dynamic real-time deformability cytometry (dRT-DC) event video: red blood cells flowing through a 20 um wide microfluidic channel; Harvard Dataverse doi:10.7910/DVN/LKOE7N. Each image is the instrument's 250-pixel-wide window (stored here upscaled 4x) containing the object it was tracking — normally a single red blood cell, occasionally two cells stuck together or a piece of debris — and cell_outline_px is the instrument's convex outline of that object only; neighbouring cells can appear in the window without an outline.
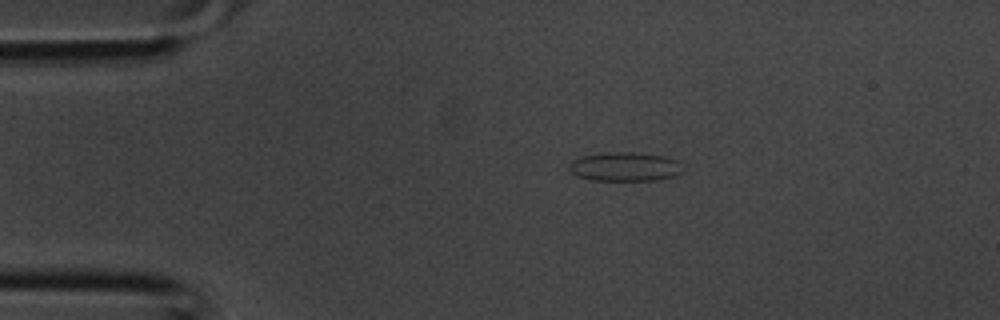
{"species": "common noctule bat (a hibernating species)", "species_latin": "Nyctalus noctula", "temperature_condition": "room temperature", "stored_images_in_passage": 36, "camera_frame_rate_fps": 3000, "um_per_image_px": 0.085, "animal": {"sex": "male", "body_mass_g": 20.1, "forearm_length_mm": 53.5}, "frame": {"image": 1, "passage_image": 6, "time_ms": 1.667, "image_size_px": [1000, 320], "cell_outline_px": [[680, 172], [676, 176], [656, 180], [592, 180], [576, 176], [568, 168], [568, 164], [572, 160], [580, 156], [608, 152], [632, 152], [664, 156], [676, 160]], "centroid_in_image_um": [53.03, 14.17], "position_along_channel_um": 32.0, "area_um2": 19.07}}
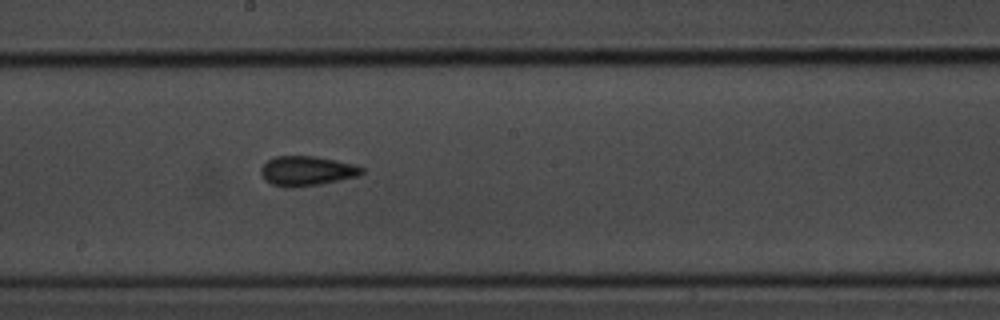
{"frame": {"image": 2, "passage_image": 19, "time_ms": 6.0, "image_size_px": [1000, 320], "cell_outline_px": [[364, 172], [360, 176], [320, 184], [292, 188], [288, 188], [272, 184], [264, 180], [260, 172], [260, 168], [268, 160], [276, 156], [316, 156], [356, 164], [364, 168]], "centroid_in_image_um": [26.1, 14.53], "position_along_channel_um": 222.1, "area_um2": 17.69}}
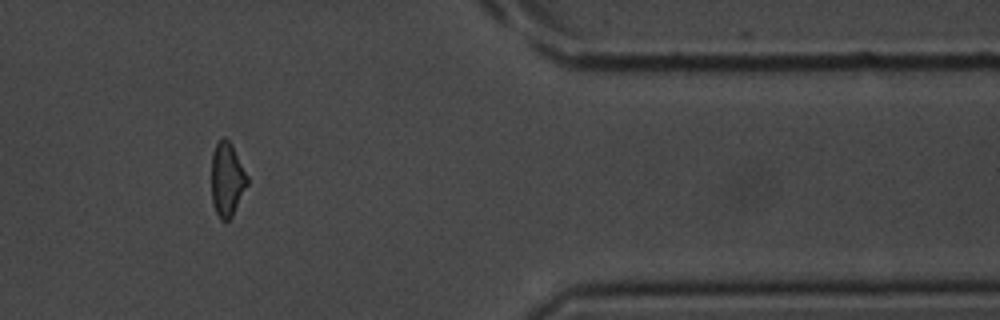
{"frame": {"image": 3, "passage_image": 30, "time_ms": 9.667, "image_size_px": [1000, 320], "cell_outline_px": [[248, 184], [232, 216], [228, 220], [220, 220], [212, 204], [212, 152], [216, 144], [224, 136], [232, 144], [248, 176]], "centroid_in_image_um": [19.3, 15.24], "position_along_channel_um": 392.1, "area_um2": 15.43}}